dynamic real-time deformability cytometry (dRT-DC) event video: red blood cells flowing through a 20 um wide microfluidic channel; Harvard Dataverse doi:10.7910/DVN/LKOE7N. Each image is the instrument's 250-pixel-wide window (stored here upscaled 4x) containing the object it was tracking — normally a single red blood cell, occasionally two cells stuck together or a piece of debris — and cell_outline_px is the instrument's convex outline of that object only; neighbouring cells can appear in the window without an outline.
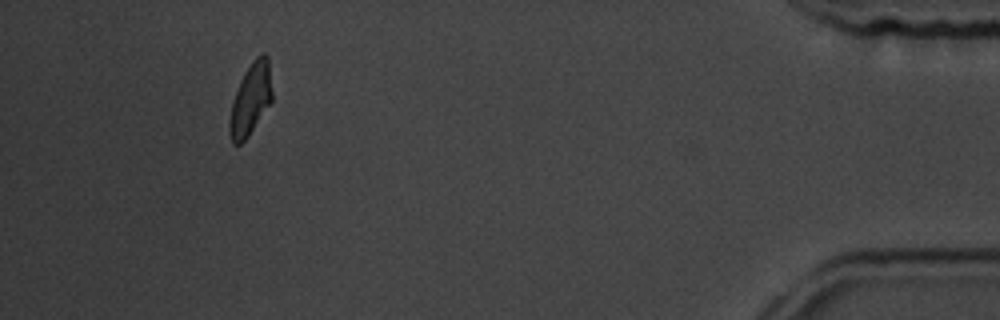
{"species": "common noctule bat (a hibernating species)", "species_latin": "Nyctalus noctula", "temperature_condition": "room temperature", "stored_images_in_passage": 15, "camera_frame_rate_fps": 3000, "um_per_image_px": 0.085, "animal": {"sex": "male", "body_mass_g": 19.5, "forearm_length_mm": 54.6}, "frame": {"image": 1, "passage_image": 15, "time_ms": 4.667, "image_size_px": [1000, 320], "cell_outline_px": [[272, 100], [248, 136], [240, 144], [232, 144], [228, 128], [228, 124], [232, 100], [240, 80], [244, 72], [252, 60], [260, 52], [264, 52], [268, 56], [272, 92]], "centroid_in_image_um": [21.28, 8.4], "position_along_channel_um": 413.9, "area_um2": 17.92}}